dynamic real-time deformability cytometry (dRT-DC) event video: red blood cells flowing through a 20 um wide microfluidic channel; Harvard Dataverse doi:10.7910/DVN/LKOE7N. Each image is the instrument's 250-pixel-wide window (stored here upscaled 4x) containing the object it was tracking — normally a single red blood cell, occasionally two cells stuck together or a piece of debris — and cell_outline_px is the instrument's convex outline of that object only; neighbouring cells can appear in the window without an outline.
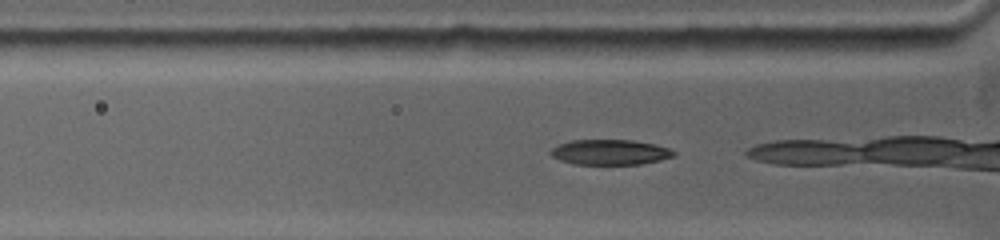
{"species": "common noctule bat (a hibernating species)", "species_latin": "Nyctalus noctula", "temperature_condition": "warm", "stored_images_in_passage": 51, "camera_frame_rate_fps": 5000, "um_per_image_px": 0.085, "animal": {"sex": "female", "body_mass_g": 19.0, "forearm_length_mm": 53.3}, "frame": {"image": 1, "passage_image": 4, "time_ms": 0.6, "image_size_px": [1000, 240], "cell_outline_px": [[676, 152], [672, 156], [660, 160], [640, 164], [576, 164], [560, 160], [552, 156], [548, 152], [552, 148], [560, 144], [572, 140], [632, 140], [652, 144], [668, 148]], "centroid_in_image_um": [51.82, 12.93], "position_along_channel_um": 74.0, "area_um2": 17.86}}
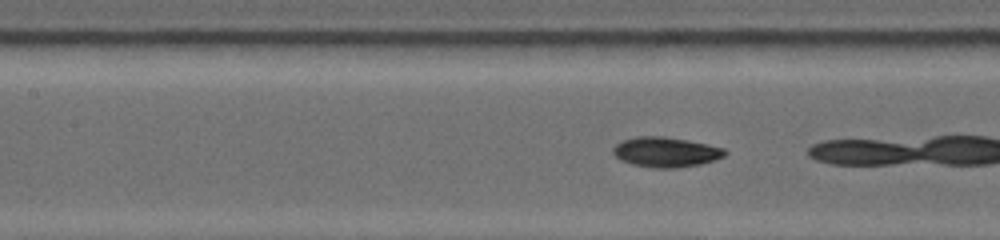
{"frame": {"image": 2, "passage_image": 14, "time_ms": 2.6, "image_size_px": [1000, 240], "cell_outline_px": [[724, 156], [700, 164], [672, 168], [656, 168], [632, 164], [620, 160], [612, 152], [616, 144], [624, 140], [636, 136], [664, 136], [724, 148]], "centroid_in_image_um": [56.53, 12.92], "position_along_channel_um": 150.9, "area_um2": 19.07}}
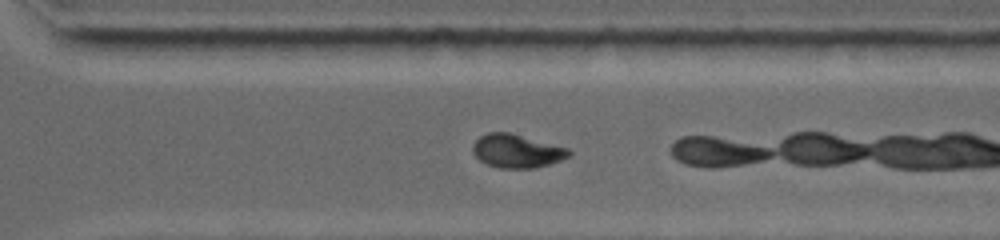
{"frame": {"image": 3, "passage_image": 37, "time_ms": 7.2, "image_size_px": [1000, 240], "cell_outline_px": [[572, 152], [568, 156], [560, 160], [548, 164], [532, 168], [500, 168], [488, 164], [480, 160], [476, 156], [472, 148], [476, 140], [480, 136], [488, 132], [508, 132], [568, 148]], "centroid_in_image_um": [43.92, 12.83], "position_along_channel_um": 326.7, "area_um2": 18.38}}